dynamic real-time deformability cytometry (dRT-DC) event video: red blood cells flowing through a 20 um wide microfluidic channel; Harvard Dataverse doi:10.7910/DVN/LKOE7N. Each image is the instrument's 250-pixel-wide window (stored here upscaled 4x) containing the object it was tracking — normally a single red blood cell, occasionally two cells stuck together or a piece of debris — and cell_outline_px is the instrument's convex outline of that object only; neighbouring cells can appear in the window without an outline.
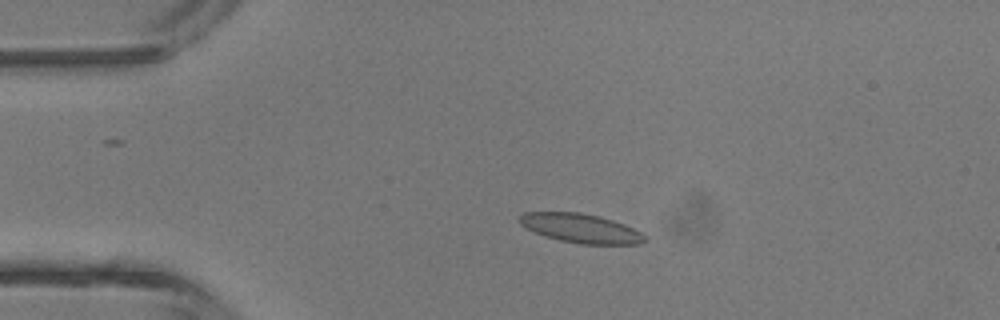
{"species": "common noctule bat (a hibernating species)", "species_latin": "Nyctalus noctula", "temperature_condition": "room temperature", "stored_images_in_passage": 46, "camera_frame_rate_fps": 3000, "um_per_image_px": 0.085, "animal": {"sex": "male", "body_mass_g": 13.3}, "frame": {"image": 1, "passage_image": 10, "time_ms": 3.0, "image_size_px": [1000, 320], "cell_outline_px": [[648, 240], [640, 244], [580, 244], [560, 240], [536, 232], [520, 224], [516, 220], [524, 212], [580, 212], [612, 220], [624, 224], [648, 236]], "centroid_in_image_um": [49.4, 19.4], "position_along_channel_um": 35.6, "area_um2": 21.1}}
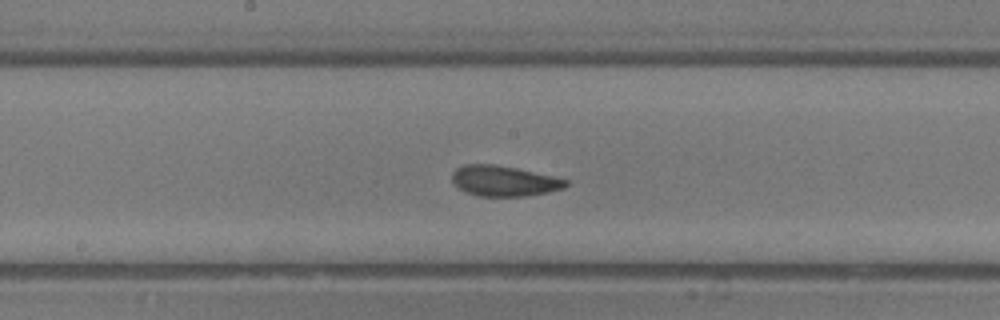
{"frame": {"image": 2, "passage_image": 24, "time_ms": 7.667, "image_size_px": [1000, 320], "cell_outline_px": [[568, 184], [564, 188], [548, 192], [524, 196], [476, 196], [460, 188], [452, 180], [452, 172], [456, 168], [464, 164], [496, 164], [516, 168], [552, 176], [568, 180]], "centroid_in_image_um": [42.83, 15.37], "position_along_channel_um": 205.4, "area_um2": 20.06}}
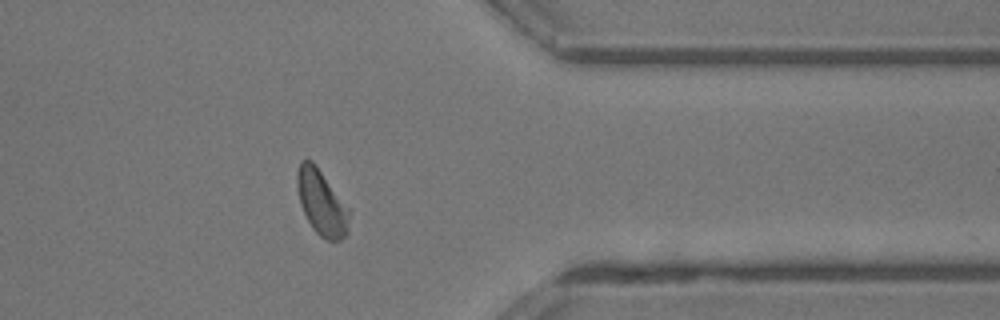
{"frame": {"image": 3, "passage_image": 37, "time_ms": 12.0, "image_size_px": [1000, 320], "cell_outline_px": [[352, 212], [348, 232], [340, 240], [328, 240], [320, 236], [312, 228], [300, 204], [296, 184], [296, 172], [300, 160], [312, 160], [352, 208]], "centroid_in_image_um": [27.39, 17.2], "position_along_channel_um": 384.0, "area_um2": 20.52}, "authors_computed_cell_mechanics": {"area_um2": 20.1433, "velocity_mm_per_s": 4.4508, "shape_relaxation_time_tau1_ms": 4.1805, "shape_relaxation_time_tau2_ms": 1.2253, "deformation_change_tau1": 0.1125, "deformation_change_tau2": 0.0658}}